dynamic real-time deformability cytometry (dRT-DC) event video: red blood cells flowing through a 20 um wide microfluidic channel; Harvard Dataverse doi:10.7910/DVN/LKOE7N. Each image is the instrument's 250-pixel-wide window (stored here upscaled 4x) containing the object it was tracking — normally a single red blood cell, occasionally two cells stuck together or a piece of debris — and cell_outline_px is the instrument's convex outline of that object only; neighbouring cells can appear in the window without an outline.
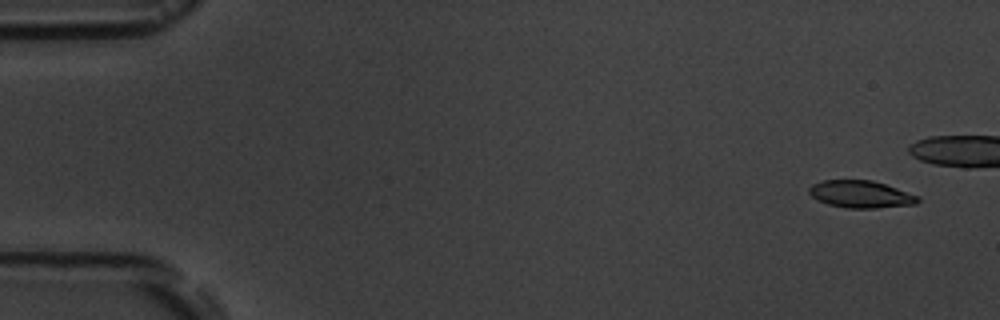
{"species": "common noctule bat (a hibernating species)", "species_latin": "Nyctalus noctula", "temperature_condition": "room temperature", "stored_images_in_passage": 6, "camera_frame_rate_fps": 3000, "um_per_image_px": 0.085, "animal": {"sex": "male", "body_mass_g": 19.5, "forearm_length_mm": 54.6}, "frame": {"image": 1, "passage_image": 1, "time_ms": 0.0, "image_size_px": [1000, 320], "cell_outline_px": [[920, 200], [916, 204], [876, 208], [848, 208], [828, 204], [812, 196], [808, 192], [808, 188], [812, 184], [824, 180], [872, 180], [920, 196]], "centroid_in_image_um": [73.18, 16.51], "position_along_channel_um": 11.8, "area_um2": 17.17}}